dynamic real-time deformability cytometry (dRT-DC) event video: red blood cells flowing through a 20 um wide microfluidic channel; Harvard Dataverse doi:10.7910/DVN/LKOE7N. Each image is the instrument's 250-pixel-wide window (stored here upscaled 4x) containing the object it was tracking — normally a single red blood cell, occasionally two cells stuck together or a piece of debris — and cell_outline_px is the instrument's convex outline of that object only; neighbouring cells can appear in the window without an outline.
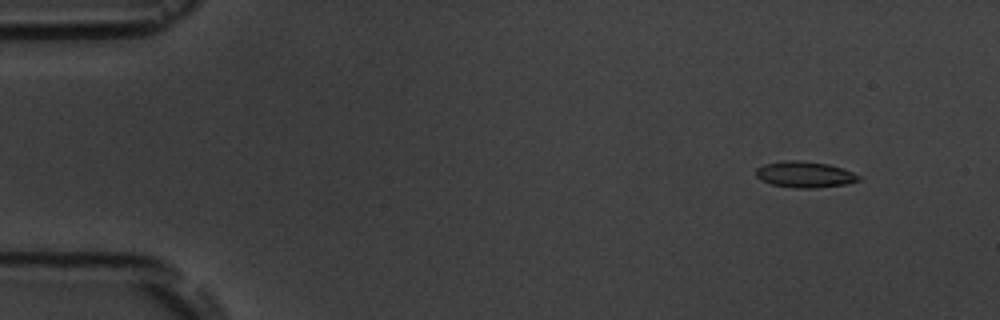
{"species": "common noctule bat (a hibernating species)", "species_latin": "Nyctalus noctula", "temperature_condition": "room temperature", "stored_images_in_passage": 4, "camera_frame_rate_fps": 3000, "um_per_image_px": 0.085, "animal": {"sex": "male", "body_mass_g": 19.5, "forearm_length_mm": 54.6}, "frame": {"image": 1, "passage_image": 1, "time_ms": 0.0, "image_size_px": [1000, 320], "cell_outline_px": [[860, 180], [848, 184], [816, 188], [792, 188], [772, 184], [760, 180], [756, 176], [756, 168], [764, 164], [784, 160], [800, 160], [828, 164], [844, 168], [860, 176]], "centroid_in_image_um": [68.4, 14.83], "position_along_channel_um": 16.6, "area_um2": 15.84}}
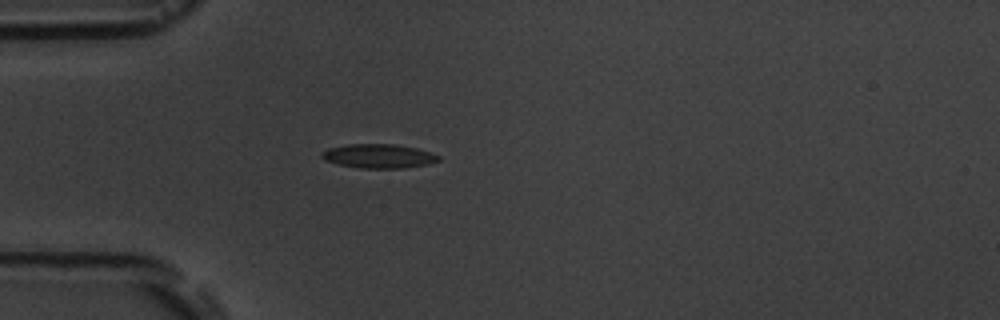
{"frame": {"image": 2, "passage_image": 4, "time_ms": 3.667, "image_size_px": [1000, 320], "cell_outline_px": [[440, 160], [428, 164], [404, 168], [360, 168], [340, 164], [324, 160], [320, 156], [320, 152], [328, 148], [348, 144], [392, 144], [416, 148], [440, 156]], "centroid_in_image_um": [32.15, 13.26], "position_along_channel_um": 52.8, "area_um2": 16.3}}